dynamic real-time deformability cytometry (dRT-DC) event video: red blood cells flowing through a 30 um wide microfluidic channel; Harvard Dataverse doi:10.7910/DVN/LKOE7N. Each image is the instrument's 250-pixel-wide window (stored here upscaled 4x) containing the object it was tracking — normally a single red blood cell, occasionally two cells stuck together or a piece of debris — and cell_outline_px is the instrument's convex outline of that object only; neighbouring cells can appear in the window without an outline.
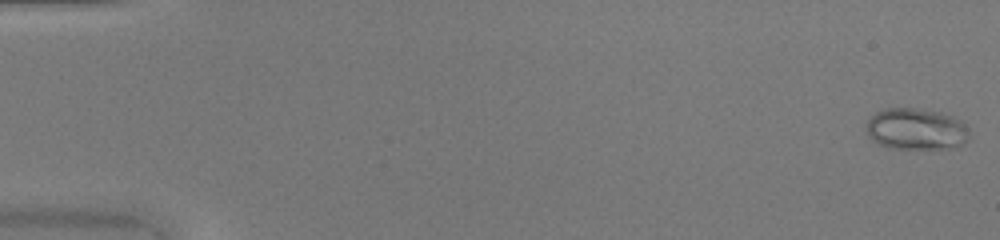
{"species": "common noctule bat (a hibernating species)", "species_latin": "Nyctalus noctula", "temperature_condition": "warm", "stored_images_in_passage": 50, "camera_frame_rate_fps": 3000, "um_per_image_px": 0.085, "animal": {"sex": "female", "body_mass_g": 20.0, "forearm_length_mm": 54.0}, "frame": {"image": 1, "passage_image": 1, "time_ms": 0.0, "image_size_px": [1000, 240], "cell_outline_px": [[972, 140], [956, 148], [888, 148], [872, 140], [868, 136], [864, 124], [876, 112], [884, 108], [920, 108], [940, 112], [952, 116], [960, 120], [968, 128]], "centroid_in_image_um": [77.9, 10.97], "position_along_channel_um": 7.1, "area_um2": 25.43}}
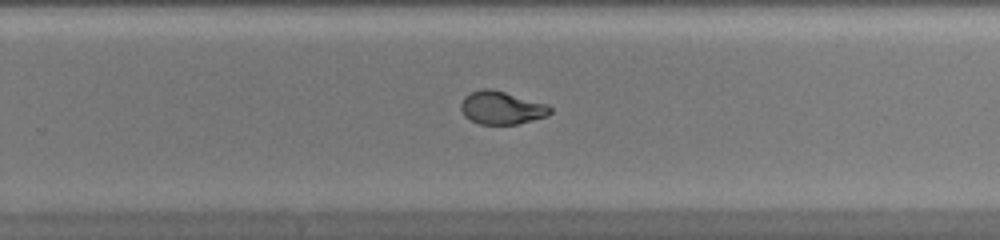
{"frame": {"image": 2, "passage_image": 33, "time_ms": 10.667, "image_size_px": [1000, 240], "cell_outline_px": [[552, 112], [548, 116], [516, 124], [480, 124], [464, 116], [460, 108], [460, 104], [464, 96], [472, 92], [484, 88], [488, 88], [504, 92], [548, 104], [552, 108]], "centroid_in_image_um": [42.64, 9.16], "position_along_channel_um": 287.2, "area_um2": 17.11}}
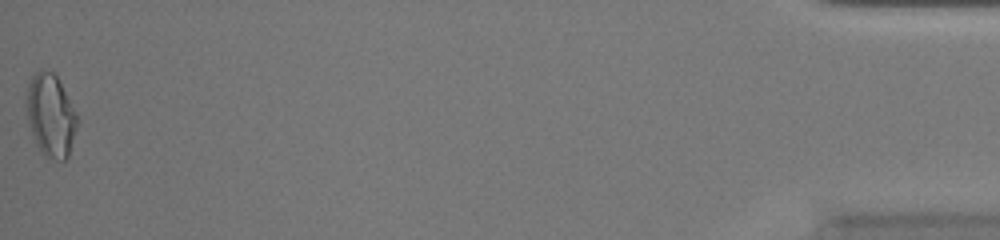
{"frame": {"image": 3, "passage_image": 50, "time_ms": 16.333, "image_size_px": [1000, 240], "cell_outline_px": [[80, 120], [68, 156], [64, 160], [56, 160], [44, 156], [40, 152], [36, 144], [28, 120], [24, 100], [28, 84], [32, 76], [40, 68], [44, 68], [52, 72], [56, 76], [76, 112]], "centroid_in_image_um": [4.3, 9.8], "position_along_channel_um": 430.9, "area_um2": 24.8}}